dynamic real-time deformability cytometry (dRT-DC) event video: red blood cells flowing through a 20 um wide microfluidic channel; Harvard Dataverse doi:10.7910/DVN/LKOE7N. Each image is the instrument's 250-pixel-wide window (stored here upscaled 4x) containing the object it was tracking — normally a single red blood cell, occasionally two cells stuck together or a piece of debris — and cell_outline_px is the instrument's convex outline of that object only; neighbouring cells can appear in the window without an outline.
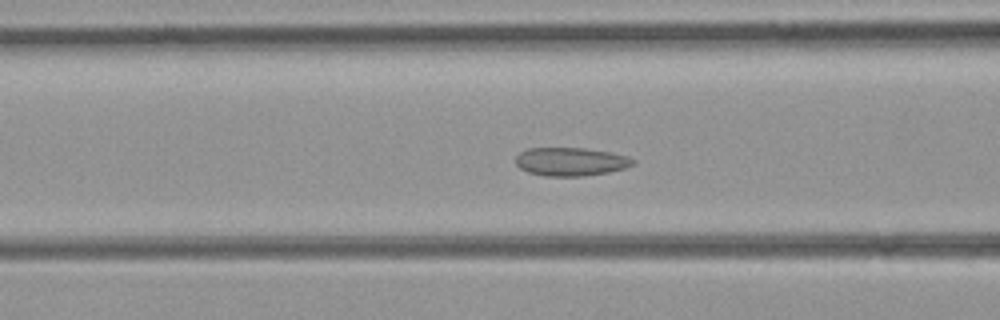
{"species": "common noctule bat (a hibernating species)", "species_latin": "Nyctalus noctula", "temperature_condition": "room temperature", "stored_images_in_passage": 53, "camera_frame_rate_fps": 3000, "um_per_image_px": 0.085, "animal": {"sex": "female", "body_mass_g": 21.9}, "frame": {"image": 1, "passage_image": 21, "time_ms": 6.667, "image_size_px": [1000, 320], "cell_outline_px": [[636, 160], [632, 164], [624, 168], [608, 172], [584, 176], [544, 176], [528, 172], [520, 168], [516, 164], [516, 156], [520, 152], [528, 148], [584, 148], [608, 152], [628, 156]], "centroid_in_image_um": [48.49, 13.74], "position_along_channel_um": 118.1, "area_um2": 19.31}}
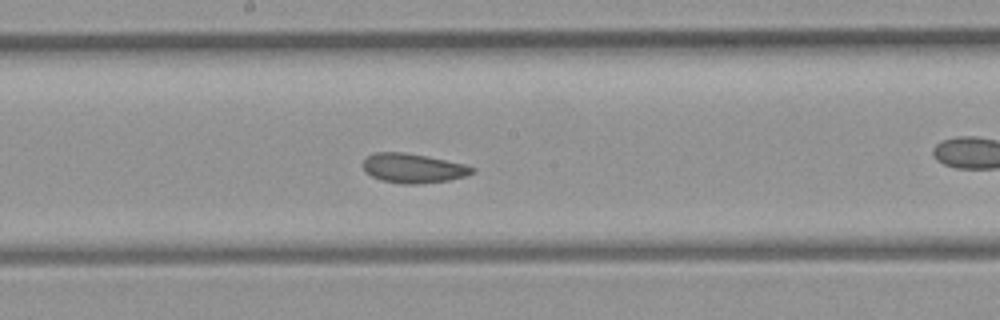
{"frame": {"image": 2, "passage_image": 28, "time_ms": 9.0, "image_size_px": [1000, 320], "cell_outline_px": [[476, 168], [472, 172], [464, 176], [448, 180], [420, 184], [400, 184], [380, 180], [364, 172], [360, 164], [368, 156], [376, 152], [404, 152], [464, 164]], "centroid_in_image_um": [35.04, 14.31], "position_along_channel_um": 213.2, "area_um2": 18.67}}
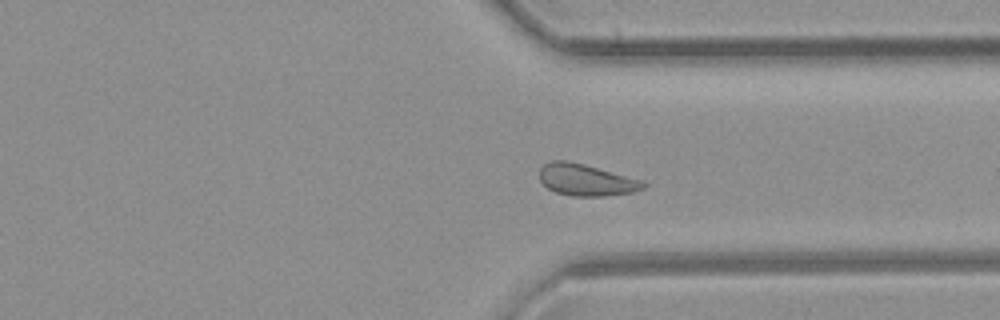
{"frame": {"image": 3, "passage_image": 39, "time_ms": 12.667, "image_size_px": [1000, 320], "cell_outline_px": [[648, 184], [644, 188], [632, 192], [604, 196], [572, 196], [556, 192], [548, 188], [540, 180], [540, 168], [544, 164], [552, 160], [568, 160], [584, 164], [644, 180]], "centroid_in_image_um": [49.84, 15.29], "position_along_channel_um": 361.6, "area_um2": 19.25}}